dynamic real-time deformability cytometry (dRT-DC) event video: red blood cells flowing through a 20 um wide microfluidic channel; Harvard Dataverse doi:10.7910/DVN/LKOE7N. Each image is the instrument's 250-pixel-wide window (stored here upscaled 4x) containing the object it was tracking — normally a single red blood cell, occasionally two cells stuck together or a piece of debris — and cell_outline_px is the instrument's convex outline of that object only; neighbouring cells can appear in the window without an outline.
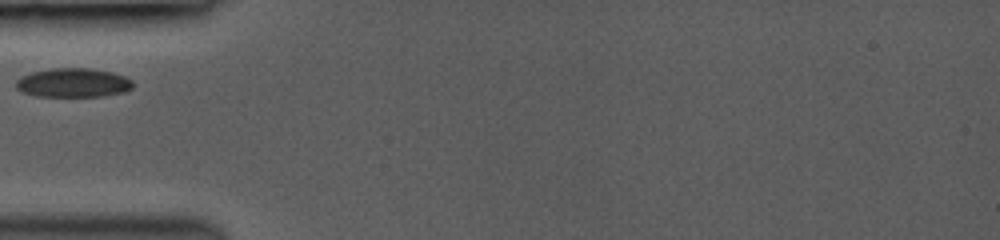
{"species": "common noctule bat (a hibernating species)", "species_latin": "Nyctalus noctula", "temperature_condition": "room temperature", "stored_images_in_passage": 21, "camera_frame_rate_fps": 3000, "um_per_image_px": 0.085, "animal": {"sex": "female", "body_mass_g": 19.0, "forearm_length_mm": 53.3}, "frame": {"image": 1, "passage_image": 1, "time_ms": 0.0, "image_size_px": [1000, 240], "cell_outline_px": [[132, 88], [124, 92], [104, 96], [36, 96], [24, 92], [16, 88], [16, 80], [20, 76], [32, 72], [52, 68], [88, 68], [112, 72], [124, 76], [132, 80]], "centroid_in_image_um": [6.21, 7.03], "position_along_channel_um": 78.8, "area_um2": 19.77}}